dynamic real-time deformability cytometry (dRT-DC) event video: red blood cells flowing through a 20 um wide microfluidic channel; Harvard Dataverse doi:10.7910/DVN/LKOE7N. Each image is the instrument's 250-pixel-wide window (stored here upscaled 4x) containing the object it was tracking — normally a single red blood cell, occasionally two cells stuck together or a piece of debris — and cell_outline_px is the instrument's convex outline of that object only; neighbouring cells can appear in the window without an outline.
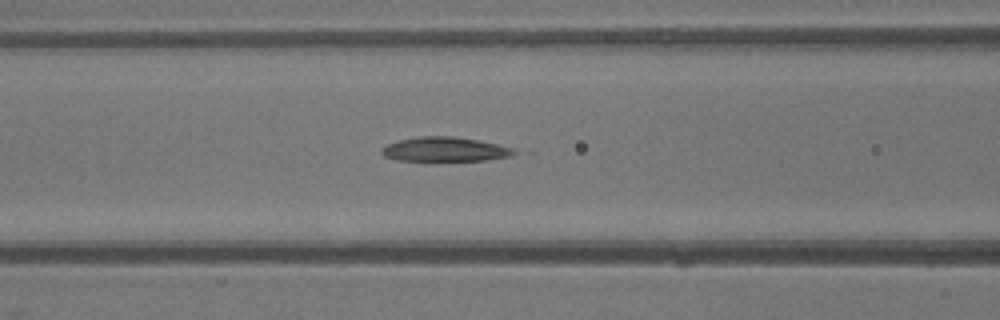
{"species": "common noctule bat (a hibernating species)", "species_latin": "Nyctalus noctula", "temperature_condition": "warm", "stored_images_in_passage": 7, "camera_frame_rate_fps": 3000, "um_per_image_px": 0.085, "animal": {"sex": "male", "body_mass_g": 13.3}, "frame": {"image": 1, "passage_image": 3, "time_ms": 0.667, "image_size_px": [1000, 320], "cell_outline_px": [[504, 152], [496, 156], [472, 160], [412, 160], [400, 156], [396, 144], [408, 140], [468, 140], [500, 148]], "centroid_in_image_um": [37.92, 12.76], "position_along_channel_um": 128.7, "area_um2": 13.06}}
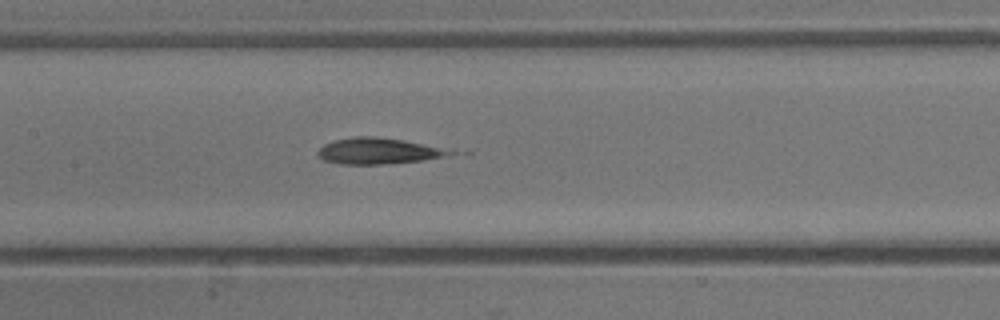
{"frame": {"image": 2, "passage_image": 5, "time_ms": 1.333, "image_size_px": [1000, 320], "cell_outline_px": [[436, 152], [432, 156], [412, 160], [336, 160], [324, 156], [324, 148], [332, 144], [344, 140], [392, 140], [412, 144], [428, 148]], "centroid_in_image_um": [31.96, 12.81], "position_along_channel_um": 175.4, "area_um2": 13.47}}
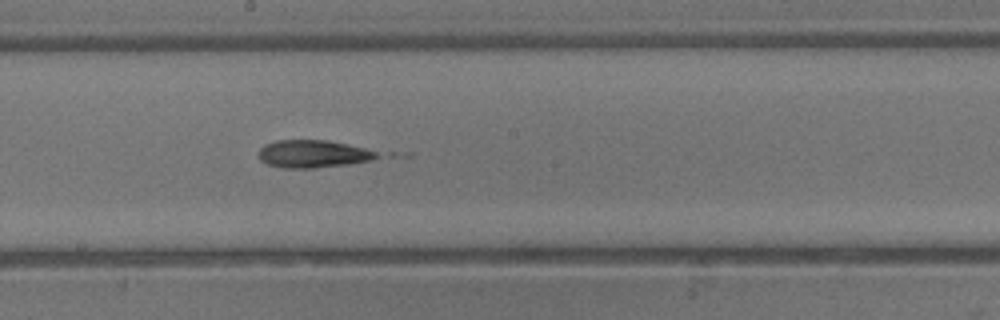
{"frame": {"image": 3, "passage_image": 7, "time_ms": 2.0, "image_size_px": [1000, 320], "cell_outline_px": [[372, 156], [360, 160], [324, 164], [280, 164], [268, 160], [264, 152], [268, 148], [276, 144], [300, 140], [336, 144], [368, 152]], "centroid_in_image_um": [26.59, 13.03], "position_along_channel_um": 221.6, "area_um2": 13.53}}